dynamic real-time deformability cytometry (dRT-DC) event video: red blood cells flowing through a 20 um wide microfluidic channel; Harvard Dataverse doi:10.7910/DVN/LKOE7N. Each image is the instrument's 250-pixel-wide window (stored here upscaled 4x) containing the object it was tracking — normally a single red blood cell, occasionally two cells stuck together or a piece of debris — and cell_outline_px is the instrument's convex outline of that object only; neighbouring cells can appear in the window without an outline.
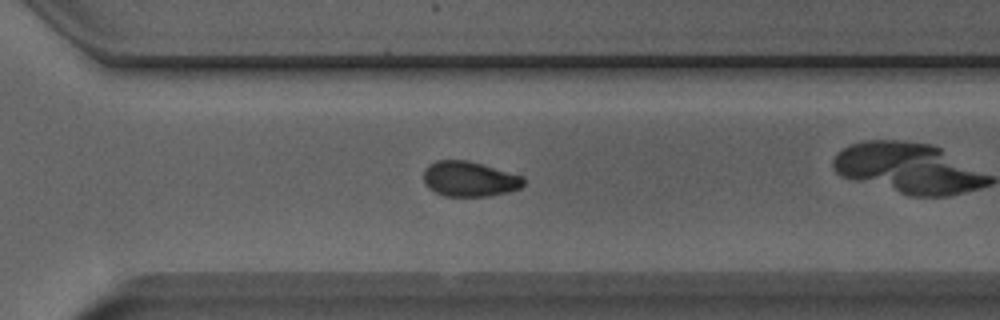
{"species": "Egyptian fruit bat (a non-hibernating species)", "species_latin": "Rousettus aegyptiacus", "temperature_condition": "room temperature", "stored_images_in_passage": 41, "camera_frame_rate_fps": 3000, "um_per_image_px": 0.085, "animal": {"sex": "male"}, "frame": {"image": 1, "passage_image": 24, "time_ms": 7.667, "image_size_px": [1000, 320], "cell_outline_px": [[524, 184], [520, 188], [488, 196], [444, 196], [428, 188], [424, 184], [424, 168], [428, 164], [436, 160], [468, 160], [524, 176]], "centroid_in_image_um": [39.87, 15.2], "position_along_channel_um": 330.7, "area_um2": 20.52}, "authors_computed_cell_mechanics": {"area_um2": 20.8658, "velocity_mm_per_s": 3.8459, "shape_relaxation_time_tau1_ms": 4.6338, "shape_relaxation_time_tau2_ms": 2.5681, "deformation_change_tau1": 0.1249, "deformation_change_tau2": 0.0603}}